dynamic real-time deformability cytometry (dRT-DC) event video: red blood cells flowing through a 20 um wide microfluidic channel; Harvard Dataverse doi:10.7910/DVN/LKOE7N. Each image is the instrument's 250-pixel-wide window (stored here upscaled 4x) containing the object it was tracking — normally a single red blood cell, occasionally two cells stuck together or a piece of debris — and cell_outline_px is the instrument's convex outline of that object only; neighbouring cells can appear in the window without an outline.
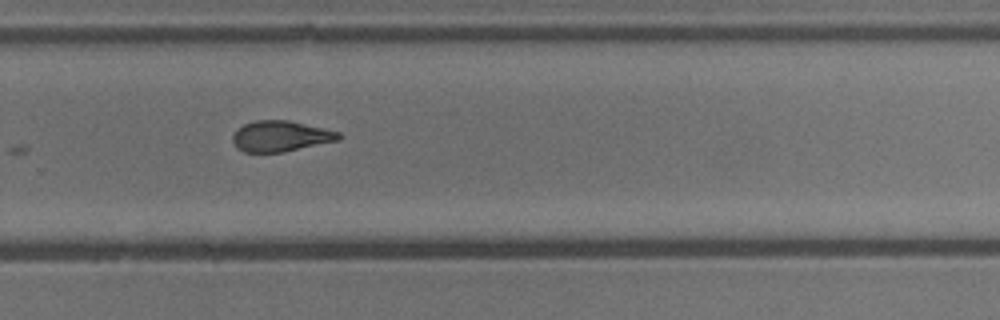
{"species": "common noctule bat (a hibernating species)", "species_latin": "Nyctalus noctula", "temperature_condition": "cold", "stored_images_in_passage": 13, "camera_frame_rate_fps": 3000, "um_per_image_px": 0.085, "animal": {"sex": "male", "body_mass_g": 13.3}, "frame": {"image": 1, "passage_image": 9, "time_ms": 2.667, "image_size_px": [1000, 320], "cell_outline_px": [[344, 136], [340, 140], [284, 152], [244, 152], [236, 148], [232, 140], [232, 136], [236, 128], [244, 124], [256, 120], [288, 120], [340, 132]], "centroid_in_image_um": [23.85, 11.58], "position_along_channel_um": 305.9, "area_um2": 19.19}}
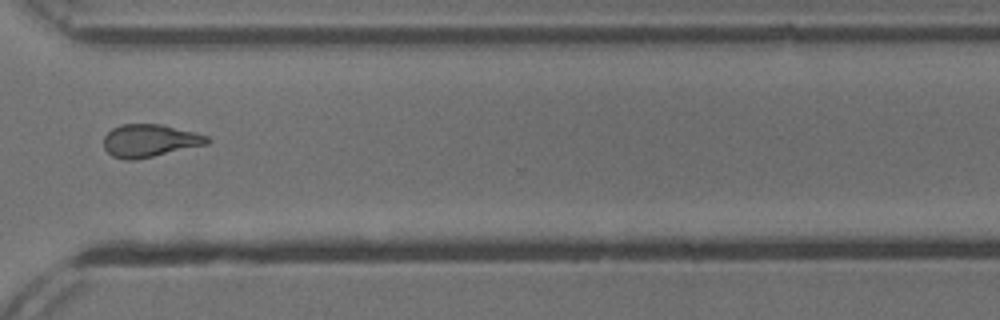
{"frame": {"image": 2, "passage_image": 10, "time_ms": 3.0, "image_size_px": [1000, 320], "cell_outline_px": [[212, 140], [208, 144], [136, 160], [124, 160], [112, 156], [104, 148], [104, 136], [112, 128], [120, 124], [160, 124], [208, 136]], "centroid_in_image_um": [12.71, 11.96], "position_along_channel_um": 357.9, "area_um2": 19.71}}